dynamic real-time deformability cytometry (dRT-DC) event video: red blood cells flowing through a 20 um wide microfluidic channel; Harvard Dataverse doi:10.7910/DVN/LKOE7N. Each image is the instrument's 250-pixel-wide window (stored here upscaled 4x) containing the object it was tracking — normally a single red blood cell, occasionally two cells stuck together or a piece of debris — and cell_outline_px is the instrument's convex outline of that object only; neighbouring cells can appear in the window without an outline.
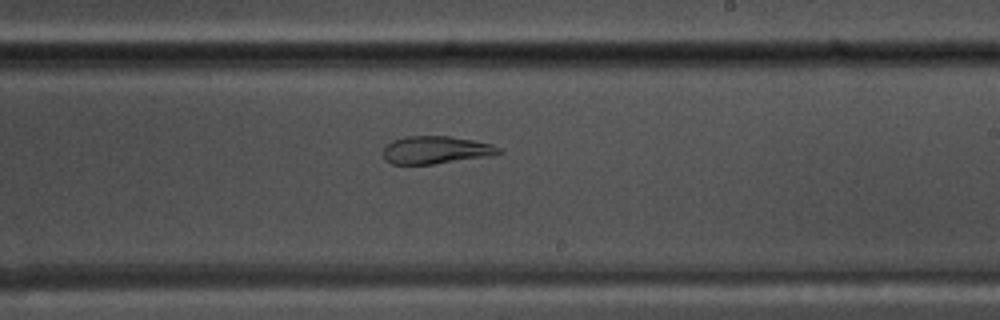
{"species": "common noctule bat (a hibernating species)", "species_latin": "Nyctalus noctula", "temperature_condition": "warm", "stored_images_in_passage": 40, "camera_frame_rate_fps": 3000, "um_per_image_px": 0.085, "animal": {"sex": "male", "body_mass_g": 17.5, "forearm_length_mm": 52.3}, "frame": {"image": 1, "passage_image": 19, "time_ms": 6.0, "image_size_px": [1000, 320], "cell_outline_px": [[504, 152], [488, 156], [432, 164], [392, 164], [384, 160], [384, 144], [392, 140], [408, 136], [448, 136], [472, 140], [492, 144], [500, 148]], "centroid_in_image_um": [37.01, 12.74], "position_along_channel_um": 252.0, "area_um2": 18.61}}
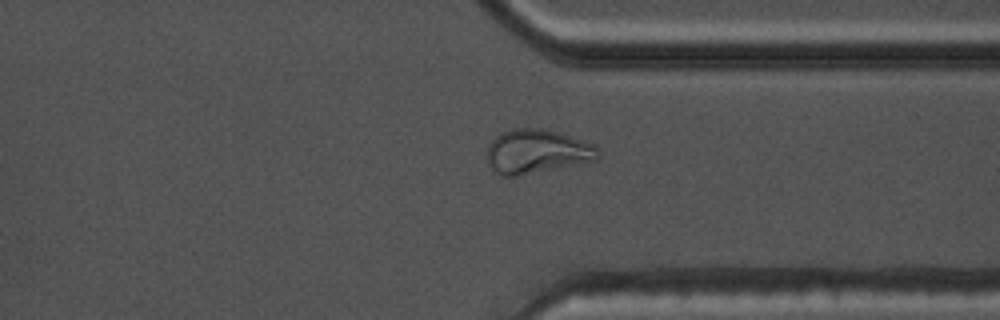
{"frame": {"image": 2, "passage_image": 28, "time_ms": 9.0, "image_size_px": [1000, 320], "cell_outline_px": [[600, 156], [596, 160], [516, 176], [504, 176], [492, 172], [488, 164], [488, 144], [500, 132], [512, 128], [544, 128], [596, 144], [600, 152]], "centroid_in_image_um": [45.62, 12.86], "position_along_channel_um": 365.8, "area_um2": 28.67}}
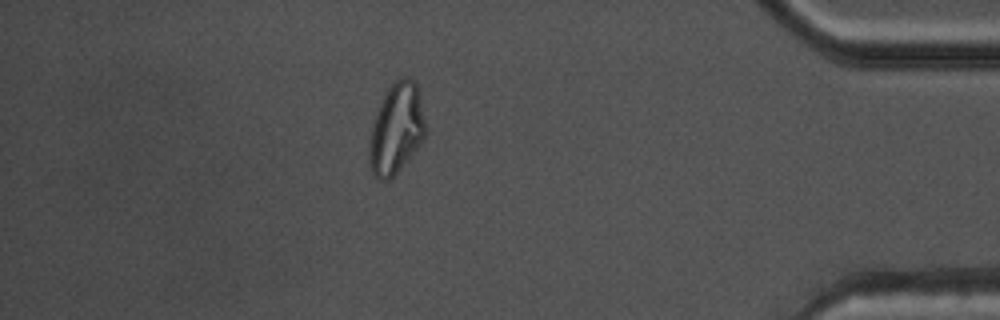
{"frame": {"image": 3, "passage_image": 34, "time_ms": 11.0, "image_size_px": [1000, 320], "cell_outline_px": [[428, 132], [424, 140], [400, 168], [388, 180], [380, 180], [372, 176], [368, 160], [368, 140], [372, 124], [376, 112], [388, 88], [400, 76], [408, 76], [416, 84], [420, 92]], "centroid_in_image_um": [33.7, 10.94], "position_along_channel_um": 401.5, "area_um2": 30.23}, "authors_computed_cell_mechanics": {"area_um2": 21.1259, "velocity_mm_per_s": 3.8034, "shape_relaxation_time_tau1_ms": null, "shape_relaxation_time_tau2_ms": 3.4322, "deformation_change_tau1": null, "deformation_change_tau2": 0.1117}}